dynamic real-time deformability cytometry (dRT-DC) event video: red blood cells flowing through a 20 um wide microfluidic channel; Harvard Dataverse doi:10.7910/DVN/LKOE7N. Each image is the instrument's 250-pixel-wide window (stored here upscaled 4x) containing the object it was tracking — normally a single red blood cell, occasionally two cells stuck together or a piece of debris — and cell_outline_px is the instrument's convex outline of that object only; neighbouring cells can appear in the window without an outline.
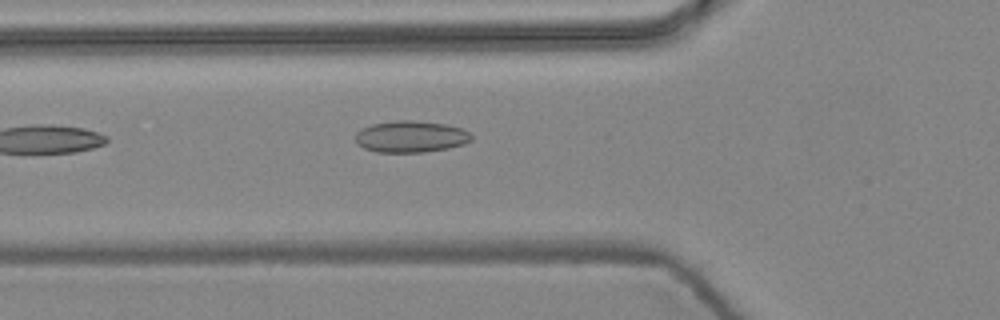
{"species": "common noctule bat (a hibernating species)", "species_latin": "Nyctalus noctula", "temperature_condition": "warm", "stored_images_in_passage": 5, "camera_frame_rate_fps": 3000, "um_per_image_px": 0.085, "animal": {"sex": "female", "body_mass_g": 24.6, "forearm_length_mm": 56.2}, "frame": {"image": 1, "passage_image": 5, "time_ms": 1.333, "image_size_px": [1000, 320], "cell_outline_px": [[472, 140], [464, 144], [448, 148], [424, 152], [376, 152], [364, 148], [356, 144], [356, 132], [360, 128], [372, 124], [396, 120], [412, 120], [444, 124], [460, 128], [468, 132], [472, 136]], "centroid_in_image_um": [34.88, 11.61], "position_along_channel_um": 90.9, "area_um2": 21.39}}